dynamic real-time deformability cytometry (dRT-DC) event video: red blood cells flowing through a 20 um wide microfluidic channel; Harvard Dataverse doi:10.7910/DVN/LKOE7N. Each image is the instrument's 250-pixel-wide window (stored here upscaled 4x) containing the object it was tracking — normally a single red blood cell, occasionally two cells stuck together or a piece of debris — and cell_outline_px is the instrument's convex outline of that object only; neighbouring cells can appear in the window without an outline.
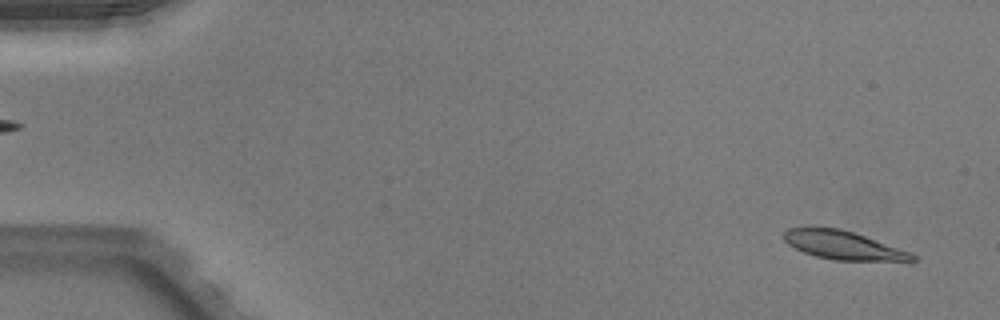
{"species": "Egyptian fruit bat (a non-hibernating species)", "species_latin": "Rousettus aegyptiacus", "temperature_condition": "warm", "stored_images_in_passage": 17, "camera_frame_rate_fps": 3000, "um_per_image_px": 0.085, "animal": {"sex": "male"}, "frame": {"image": 1, "passage_image": 3, "time_ms": 0.667, "image_size_px": [1000, 320], "cell_outline_px": [[916, 260], [912, 264], [832, 260], [816, 256], [804, 252], [788, 244], [784, 240], [784, 232], [788, 228], [840, 228], [912, 252], [916, 256]], "centroid_in_image_um": [71.86, 20.92], "position_along_channel_um": 13.1, "area_um2": 22.02}}
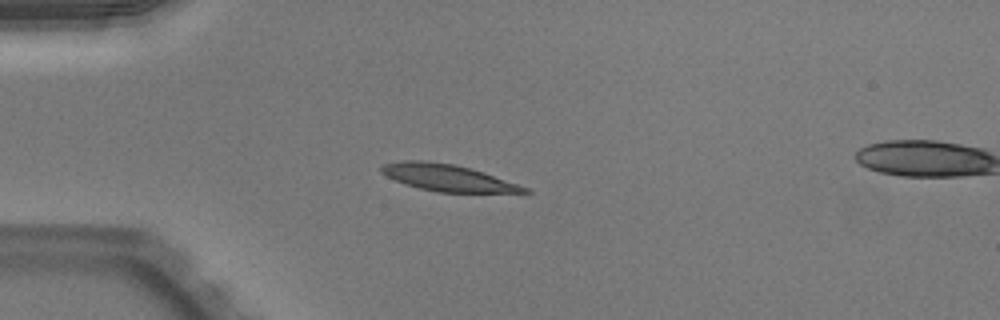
{"frame": {"image": 2, "passage_image": 14, "time_ms": 4.333, "image_size_px": [1000, 320], "cell_outline_px": [[532, 192], [524, 196], [436, 192], [420, 188], [396, 180], [380, 172], [380, 164], [400, 160], [428, 160], [452, 164], [484, 172], [528, 188]], "centroid_in_image_um": [38.24, 15.17], "position_along_channel_um": 46.8, "area_um2": 23.35}}